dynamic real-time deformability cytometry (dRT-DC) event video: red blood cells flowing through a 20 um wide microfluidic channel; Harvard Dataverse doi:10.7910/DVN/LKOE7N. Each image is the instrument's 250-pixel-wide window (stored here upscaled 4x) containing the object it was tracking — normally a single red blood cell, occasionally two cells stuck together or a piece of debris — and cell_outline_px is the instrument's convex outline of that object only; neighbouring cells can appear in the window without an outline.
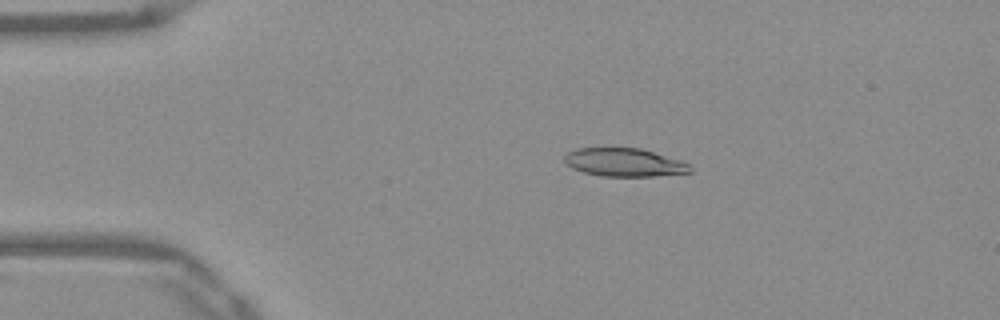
{"species": "Egyptian fruit bat (a non-hibernating species)", "species_latin": "Rousettus aegyptiacus", "temperature_condition": "warm", "stored_images_in_passage": 44, "camera_frame_rate_fps": 3000, "um_per_image_px": 0.085, "frame": {"image": 1, "passage_image": 3, "time_ms": 0.667, "image_size_px": [1000, 320], "cell_outline_px": [[692, 172], [652, 176], [600, 176], [584, 172], [572, 168], [564, 160], [564, 156], [568, 152], [576, 148], [640, 148], [680, 160], [688, 164], [692, 168]], "centroid_in_image_um": [53.05, 13.8], "position_along_channel_um": 31.9, "area_um2": 20.52}}
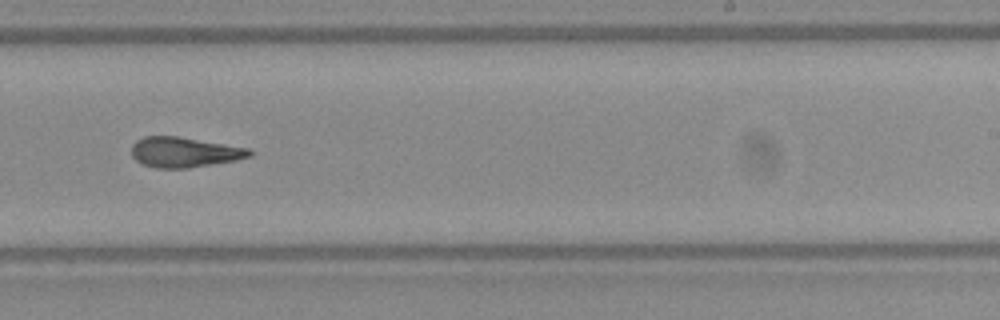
{"frame": {"image": 2, "passage_image": 25, "time_ms": 8.0, "image_size_px": [1000, 320], "cell_outline_px": [[252, 156], [236, 160], [188, 168], [156, 168], [144, 164], [136, 160], [132, 156], [132, 144], [136, 140], [144, 136], [176, 136], [248, 148], [252, 152]], "centroid_in_image_um": [15.64, 12.94], "position_along_channel_um": 273.4, "area_um2": 20.58}}
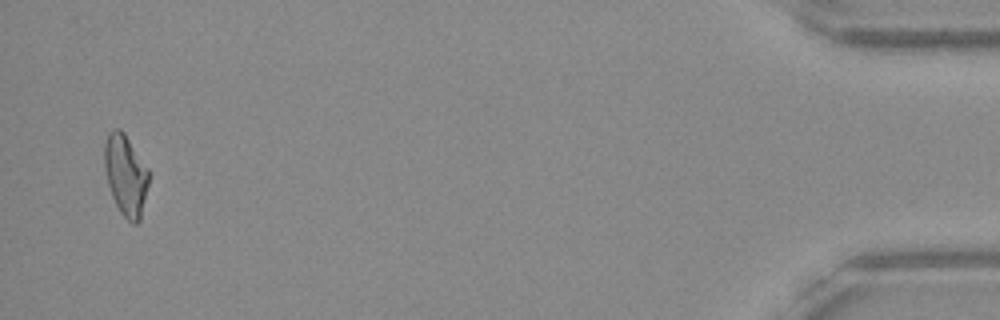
{"frame": {"image": 3, "passage_image": 43, "time_ms": 14.0, "image_size_px": [1000, 320], "cell_outline_px": [[148, 184], [140, 220], [136, 224], [132, 224], [120, 212], [112, 196], [108, 184], [104, 168], [104, 144], [108, 132], [112, 128], [120, 128], [124, 132], [148, 168]], "centroid_in_image_um": [10.66, 14.85], "position_along_channel_um": 424.5, "area_um2": 20.92}, "authors_computed_cell_mechanics": {"area_um2": 21.097, "velocity_mm_per_s": 3.9412, "shape_relaxation_time_tau1_ms": null, "shape_relaxation_time_tau2_ms": 2.1989, "deformation_change_tau1": null, "deformation_change_tau2": 0.1241}}